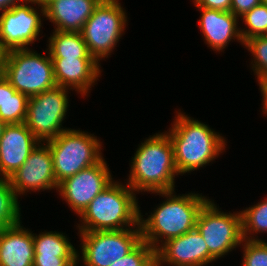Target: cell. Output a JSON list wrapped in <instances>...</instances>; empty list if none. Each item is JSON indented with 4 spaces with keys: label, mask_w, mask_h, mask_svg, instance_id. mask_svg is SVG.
<instances>
[{
    "label": "cell",
    "mask_w": 267,
    "mask_h": 266,
    "mask_svg": "<svg viewBox=\"0 0 267 266\" xmlns=\"http://www.w3.org/2000/svg\"><path fill=\"white\" fill-rule=\"evenodd\" d=\"M34 256L78 257V250L71 244L65 233L44 231L33 233Z\"/></svg>",
    "instance_id": "cell-22"
},
{
    "label": "cell",
    "mask_w": 267,
    "mask_h": 266,
    "mask_svg": "<svg viewBox=\"0 0 267 266\" xmlns=\"http://www.w3.org/2000/svg\"><path fill=\"white\" fill-rule=\"evenodd\" d=\"M17 198L21 195L45 190H58L50 148L40 142L30 153L25 163L9 178Z\"/></svg>",
    "instance_id": "cell-13"
},
{
    "label": "cell",
    "mask_w": 267,
    "mask_h": 266,
    "mask_svg": "<svg viewBox=\"0 0 267 266\" xmlns=\"http://www.w3.org/2000/svg\"><path fill=\"white\" fill-rule=\"evenodd\" d=\"M130 160L129 187L136 193L175 190L179 173L174 161V148L167 132L149 136L138 145Z\"/></svg>",
    "instance_id": "cell-3"
},
{
    "label": "cell",
    "mask_w": 267,
    "mask_h": 266,
    "mask_svg": "<svg viewBox=\"0 0 267 266\" xmlns=\"http://www.w3.org/2000/svg\"><path fill=\"white\" fill-rule=\"evenodd\" d=\"M195 7L231 11L232 0H192Z\"/></svg>",
    "instance_id": "cell-31"
},
{
    "label": "cell",
    "mask_w": 267,
    "mask_h": 266,
    "mask_svg": "<svg viewBox=\"0 0 267 266\" xmlns=\"http://www.w3.org/2000/svg\"><path fill=\"white\" fill-rule=\"evenodd\" d=\"M201 11L198 26L201 29L202 37L205 40L207 47L213 51L224 52L228 44L233 40L240 42L242 46L244 42L238 28V18L231 11H221L196 7Z\"/></svg>",
    "instance_id": "cell-17"
},
{
    "label": "cell",
    "mask_w": 267,
    "mask_h": 266,
    "mask_svg": "<svg viewBox=\"0 0 267 266\" xmlns=\"http://www.w3.org/2000/svg\"><path fill=\"white\" fill-rule=\"evenodd\" d=\"M26 0H0V12L10 9L15 5L22 4Z\"/></svg>",
    "instance_id": "cell-33"
},
{
    "label": "cell",
    "mask_w": 267,
    "mask_h": 266,
    "mask_svg": "<svg viewBox=\"0 0 267 266\" xmlns=\"http://www.w3.org/2000/svg\"><path fill=\"white\" fill-rule=\"evenodd\" d=\"M42 17L45 19V8L33 0L4 10L0 14V43L7 51L29 49L34 42L41 40Z\"/></svg>",
    "instance_id": "cell-11"
},
{
    "label": "cell",
    "mask_w": 267,
    "mask_h": 266,
    "mask_svg": "<svg viewBox=\"0 0 267 266\" xmlns=\"http://www.w3.org/2000/svg\"><path fill=\"white\" fill-rule=\"evenodd\" d=\"M39 143L25 123L6 124L0 138V177L13 175Z\"/></svg>",
    "instance_id": "cell-15"
},
{
    "label": "cell",
    "mask_w": 267,
    "mask_h": 266,
    "mask_svg": "<svg viewBox=\"0 0 267 266\" xmlns=\"http://www.w3.org/2000/svg\"><path fill=\"white\" fill-rule=\"evenodd\" d=\"M260 3L262 0H232L231 12L239 18Z\"/></svg>",
    "instance_id": "cell-30"
},
{
    "label": "cell",
    "mask_w": 267,
    "mask_h": 266,
    "mask_svg": "<svg viewBox=\"0 0 267 266\" xmlns=\"http://www.w3.org/2000/svg\"><path fill=\"white\" fill-rule=\"evenodd\" d=\"M257 82L262 96L261 98L262 99L261 110H263L262 114L267 116V77L257 79Z\"/></svg>",
    "instance_id": "cell-32"
},
{
    "label": "cell",
    "mask_w": 267,
    "mask_h": 266,
    "mask_svg": "<svg viewBox=\"0 0 267 266\" xmlns=\"http://www.w3.org/2000/svg\"><path fill=\"white\" fill-rule=\"evenodd\" d=\"M156 266H207L216 261L196 230L171 238L155 250Z\"/></svg>",
    "instance_id": "cell-14"
},
{
    "label": "cell",
    "mask_w": 267,
    "mask_h": 266,
    "mask_svg": "<svg viewBox=\"0 0 267 266\" xmlns=\"http://www.w3.org/2000/svg\"><path fill=\"white\" fill-rule=\"evenodd\" d=\"M78 217L81 219L76 225L78 232L141 228L136 193L118 180L100 192Z\"/></svg>",
    "instance_id": "cell-4"
},
{
    "label": "cell",
    "mask_w": 267,
    "mask_h": 266,
    "mask_svg": "<svg viewBox=\"0 0 267 266\" xmlns=\"http://www.w3.org/2000/svg\"><path fill=\"white\" fill-rule=\"evenodd\" d=\"M45 52L47 56L32 48L7 52L4 77L17 92L31 97L57 86L51 56Z\"/></svg>",
    "instance_id": "cell-6"
},
{
    "label": "cell",
    "mask_w": 267,
    "mask_h": 266,
    "mask_svg": "<svg viewBox=\"0 0 267 266\" xmlns=\"http://www.w3.org/2000/svg\"><path fill=\"white\" fill-rule=\"evenodd\" d=\"M102 0H53L45 8V20L54 30L80 32Z\"/></svg>",
    "instance_id": "cell-18"
},
{
    "label": "cell",
    "mask_w": 267,
    "mask_h": 266,
    "mask_svg": "<svg viewBox=\"0 0 267 266\" xmlns=\"http://www.w3.org/2000/svg\"><path fill=\"white\" fill-rule=\"evenodd\" d=\"M77 257L34 256L33 266H78Z\"/></svg>",
    "instance_id": "cell-29"
},
{
    "label": "cell",
    "mask_w": 267,
    "mask_h": 266,
    "mask_svg": "<svg viewBox=\"0 0 267 266\" xmlns=\"http://www.w3.org/2000/svg\"><path fill=\"white\" fill-rule=\"evenodd\" d=\"M127 17L119 0H102L83 25L80 33L91 56L98 63L111 56L117 47L125 34Z\"/></svg>",
    "instance_id": "cell-7"
},
{
    "label": "cell",
    "mask_w": 267,
    "mask_h": 266,
    "mask_svg": "<svg viewBox=\"0 0 267 266\" xmlns=\"http://www.w3.org/2000/svg\"><path fill=\"white\" fill-rule=\"evenodd\" d=\"M195 228L216 261L241 246L244 240L240 210L235 213L221 211L211 199L200 210Z\"/></svg>",
    "instance_id": "cell-8"
},
{
    "label": "cell",
    "mask_w": 267,
    "mask_h": 266,
    "mask_svg": "<svg viewBox=\"0 0 267 266\" xmlns=\"http://www.w3.org/2000/svg\"><path fill=\"white\" fill-rule=\"evenodd\" d=\"M71 89L55 86L29 97L25 125L40 141L57 138L63 131V121L69 107L68 93Z\"/></svg>",
    "instance_id": "cell-10"
},
{
    "label": "cell",
    "mask_w": 267,
    "mask_h": 266,
    "mask_svg": "<svg viewBox=\"0 0 267 266\" xmlns=\"http://www.w3.org/2000/svg\"><path fill=\"white\" fill-rule=\"evenodd\" d=\"M8 226L0 219V236L4 233Z\"/></svg>",
    "instance_id": "cell-36"
},
{
    "label": "cell",
    "mask_w": 267,
    "mask_h": 266,
    "mask_svg": "<svg viewBox=\"0 0 267 266\" xmlns=\"http://www.w3.org/2000/svg\"><path fill=\"white\" fill-rule=\"evenodd\" d=\"M29 97L17 92L9 81L0 78V119L5 124L24 123Z\"/></svg>",
    "instance_id": "cell-20"
},
{
    "label": "cell",
    "mask_w": 267,
    "mask_h": 266,
    "mask_svg": "<svg viewBox=\"0 0 267 266\" xmlns=\"http://www.w3.org/2000/svg\"><path fill=\"white\" fill-rule=\"evenodd\" d=\"M262 2L267 5V0H262Z\"/></svg>",
    "instance_id": "cell-38"
},
{
    "label": "cell",
    "mask_w": 267,
    "mask_h": 266,
    "mask_svg": "<svg viewBox=\"0 0 267 266\" xmlns=\"http://www.w3.org/2000/svg\"><path fill=\"white\" fill-rule=\"evenodd\" d=\"M109 266H156L155 250L147 242L142 241L128 255Z\"/></svg>",
    "instance_id": "cell-27"
},
{
    "label": "cell",
    "mask_w": 267,
    "mask_h": 266,
    "mask_svg": "<svg viewBox=\"0 0 267 266\" xmlns=\"http://www.w3.org/2000/svg\"><path fill=\"white\" fill-rule=\"evenodd\" d=\"M47 42L51 58H93L80 32L53 30Z\"/></svg>",
    "instance_id": "cell-21"
},
{
    "label": "cell",
    "mask_w": 267,
    "mask_h": 266,
    "mask_svg": "<svg viewBox=\"0 0 267 266\" xmlns=\"http://www.w3.org/2000/svg\"><path fill=\"white\" fill-rule=\"evenodd\" d=\"M7 50L0 43V78L4 76L5 60L7 56Z\"/></svg>",
    "instance_id": "cell-34"
},
{
    "label": "cell",
    "mask_w": 267,
    "mask_h": 266,
    "mask_svg": "<svg viewBox=\"0 0 267 266\" xmlns=\"http://www.w3.org/2000/svg\"><path fill=\"white\" fill-rule=\"evenodd\" d=\"M246 28H240L243 42L255 37L267 34V5L263 2L246 12L240 17Z\"/></svg>",
    "instance_id": "cell-25"
},
{
    "label": "cell",
    "mask_w": 267,
    "mask_h": 266,
    "mask_svg": "<svg viewBox=\"0 0 267 266\" xmlns=\"http://www.w3.org/2000/svg\"><path fill=\"white\" fill-rule=\"evenodd\" d=\"M20 201L10 186L9 180L0 177V219L7 225L21 221Z\"/></svg>",
    "instance_id": "cell-24"
},
{
    "label": "cell",
    "mask_w": 267,
    "mask_h": 266,
    "mask_svg": "<svg viewBox=\"0 0 267 266\" xmlns=\"http://www.w3.org/2000/svg\"><path fill=\"white\" fill-rule=\"evenodd\" d=\"M175 193L174 190L154 192L166 199L150 215L145 213L147 218L143 217L140 210L142 241L147 242L154 250L165 241L194 230L200 210L210 200L202 193Z\"/></svg>",
    "instance_id": "cell-1"
},
{
    "label": "cell",
    "mask_w": 267,
    "mask_h": 266,
    "mask_svg": "<svg viewBox=\"0 0 267 266\" xmlns=\"http://www.w3.org/2000/svg\"><path fill=\"white\" fill-rule=\"evenodd\" d=\"M78 234L82 256L78 252L77 260L78 263L82 260L84 266H109L112 262L128 255L142 242L141 228L78 232Z\"/></svg>",
    "instance_id": "cell-9"
},
{
    "label": "cell",
    "mask_w": 267,
    "mask_h": 266,
    "mask_svg": "<svg viewBox=\"0 0 267 266\" xmlns=\"http://www.w3.org/2000/svg\"><path fill=\"white\" fill-rule=\"evenodd\" d=\"M51 59L57 86L75 90L82 97L89 96L88 93L101 76V63L94 58Z\"/></svg>",
    "instance_id": "cell-16"
},
{
    "label": "cell",
    "mask_w": 267,
    "mask_h": 266,
    "mask_svg": "<svg viewBox=\"0 0 267 266\" xmlns=\"http://www.w3.org/2000/svg\"><path fill=\"white\" fill-rule=\"evenodd\" d=\"M244 47L252 54L251 68L256 79L267 77V36H255L244 42Z\"/></svg>",
    "instance_id": "cell-26"
},
{
    "label": "cell",
    "mask_w": 267,
    "mask_h": 266,
    "mask_svg": "<svg viewBox=\"0 0 267 266\" xmlns=\"http://www.w3.org/2000/svg\"><path fill=\"white\" fill-rule=\"evenodd\" d=\"M266 240L242 241L240 248L243 250L242 266H267V242Z\"/></svg>",
    "instance_id": "cell-28"
},
{
    "label": "cell",
    "mask_w": 267,
    "mask_h": 266,
    "mask_svg": "<svg viewBox=\"0 0 267 266\" xmlns=\"http://www.w3.org/2000/svg\"><path fill=\"white\" fill-rule=\"evenodd\" d=\"M108 166L103 158L99 163L84 168L59 183L58 195L78 216L100 192L114 181Z\"/></svg>",
    "instance_id": "cell-12"
},
{
    "label": "cell",
    "mask_w": 267,
    "mask_h": 266,
    "mask_svg": "<svg viewBox=\"0 0 267 266\" xmlns=\"http://www.w3.org/2000/svg\"><path fill=\"white\" fill-rule=\"evenodd\" d=\"M46 143L50 148L58 184L104 158L100 139L80 129L69 128Z\"/></svg>",
    "instance_id": "cell-5"
},
{
    "label": "cell",
    "mask_w": 267,
    "mask_h": 266,
    "mask_svg": "<svg viewBox=\"0 0 267 266\" xmlns=\"http://www.w3.org/2000/svg\"><path fill=\"white\" fill-rule=\"evenodd\" d=\"M175 114L166 132L173 144L176 169L183 176L218 158L225 151L227 140L207 124L185 115L181 109Z\"/></svg>",
    "instance_id": "cell-2"
},
{
    "label": "cell",
    "mask_w": 267,
    "mask_h": 266,
    "mask_svg": "<svg viewBox=\"0 0 267 266\" xmlns=\"http://www.w3.org/2000/svg\"><path fill=\"white\" fill-rule=\"evenodd\" d=\"M33 1H35L41 7H45L48 3H50L53 0H33Z\"/></svg>",
    "instance_id": "cell-35"
},
{
    "label": "cell",
    "mask_w": 267,
    "mask_h": 266,
    "mask_svg": "<svg viewBox=\"0 0 267 266\" xmlns=\"http://www.w3.org/2000/svg\"><path fill=\"white\" fill-rule=\"evenodd\" d=\"M240 212L243 238L247 240H262L257 235L258 233H267V198H263L257 204L244 208Z\"/></svg>",
    "instance_id": "cell-23"
},
{
    "label": "cell",
    "mask_w": 267,
    "mask_h": 266,
    "mask_svg": "<svg viewBox=\"0 0 267 266\" xmlns=\"http://www.w3.org/2000/svg\"><path fill=\"white\" fill-rule=\"evenodd\" d=\"M33 231L22 221L8 226L0 236V266H33Z\"/></svg>",
    "instance_id": "cell-19"
},
{
    "label": "cell",
    "mask_w": 267,
    "mask_h": 266,
    "mask_svg": "<svg viewBox=\"0 0 267 266\" xmlns=\"http://www.w3.org/2000/svg\"><path fill=\"white\" fill-rule=\"evenodd\" d=\"M5 125L6 124L0 119V138L2 136V132H3V129H4Z\"/></svg>",
    "instance_id": "cell-37"
}]
</instances>
